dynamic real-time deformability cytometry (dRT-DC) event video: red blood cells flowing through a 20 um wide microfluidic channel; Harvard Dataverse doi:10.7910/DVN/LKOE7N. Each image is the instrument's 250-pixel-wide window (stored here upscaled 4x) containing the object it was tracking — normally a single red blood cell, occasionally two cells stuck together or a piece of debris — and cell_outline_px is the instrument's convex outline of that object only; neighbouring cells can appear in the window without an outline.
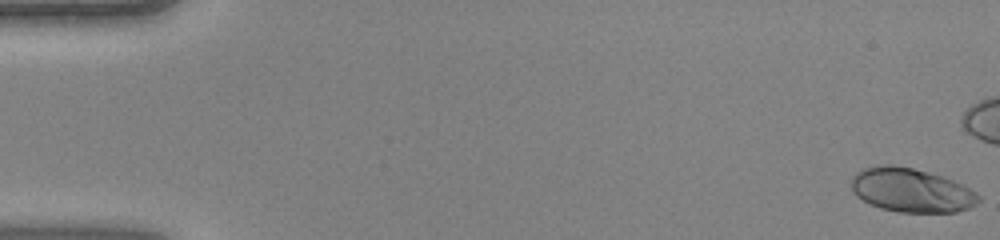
{"species": "human", "species_latin": "Homo sapiens", "temperature_condition": "warm", "stored_images_in_passage": 38, "camera_frame_rate_fps": 3000, "um_per_image_px": 0.085, "donor": {"sex": "female"}, "frame": {"image": 1, "passage_image": 1, "time_ms": 0.0, "image_size_px": [1000, 240], "cell_outline_px": [[980, 200], [976, 204], [968, 208], [956, 212], [900, 212], [880, 208], [856, 196], [852, 192], [852, 176], [856, 172], [864, 168], [880, 164], [892, 164], [912, 168], [928, 172], [952, 180], [976, 192], [980, 196]], "centroid_in_image_um": [77.43, 16.16], "position_along_channel_um": 7.6, "area_um2": 32.43}}
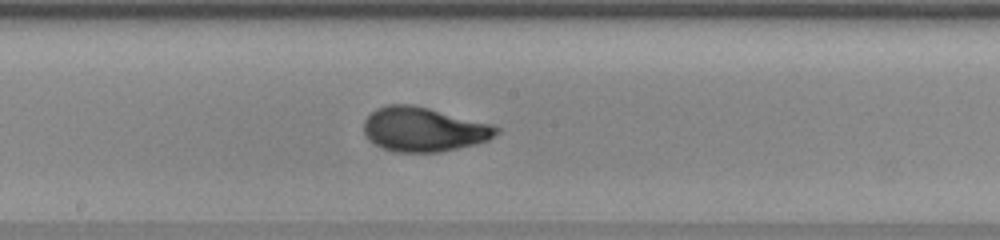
{"frame": {"image": 2, "passage_image": 25, "time_ms": 8.0, "image_size_px": [1000, 240], "cell_outline_px": [[500, 132], [488, 140], [476, 144], [440, 152], [396, 152], [384, 148], [376, 144], [364, 132], [364, 120], [376, 108], [388, 104], [412, 104], [492, 124], [500, 128]], "centroid_in_image_um": [36.04, 10.99], "position_along_channel_um": 212.2, "area_um2": 34.04}}
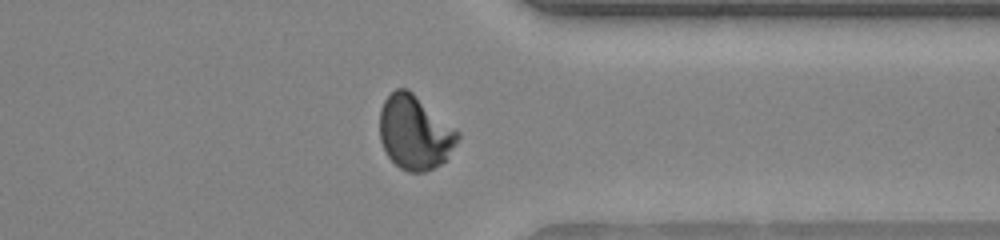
{"frame": {"image": 3, "passage_image": 36, "time_ms": 11.667, "image_size_px": [1000, 240], "cell_outline_px": [[460, 136], [456, 144], [444, 160], [440, 164], [424, 172], [408, 172], [400, 168], [388, 156], [380, 140], [380, 108], [384, 100], [396, 88], [408, 88], [460, 132]], "centroid_in_image_um": [35.25, 11.24], "position_along_channel_um": 376.2, "area_um2": 33.52}}